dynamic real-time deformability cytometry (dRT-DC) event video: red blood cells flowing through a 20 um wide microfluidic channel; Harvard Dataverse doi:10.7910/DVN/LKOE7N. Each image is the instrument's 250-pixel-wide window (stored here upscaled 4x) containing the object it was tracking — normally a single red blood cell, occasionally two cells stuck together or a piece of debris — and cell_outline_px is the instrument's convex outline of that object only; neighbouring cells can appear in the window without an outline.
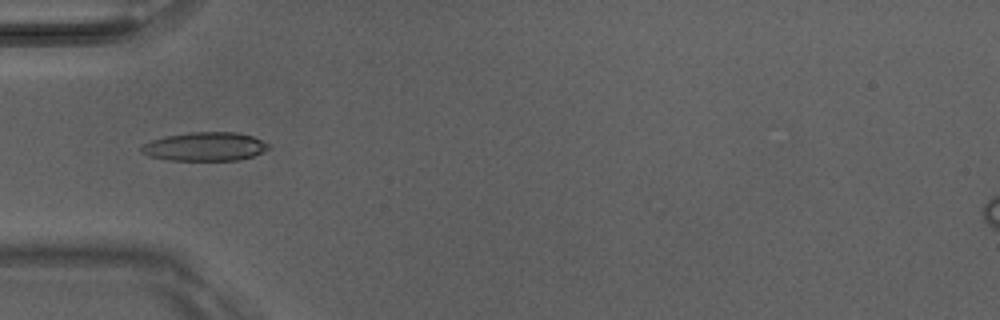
{"species": "Egyptian fruit bat (a non-hibernating species)", "species_latin": "Rousettus aegyptiacus", "temperature_condition": "room temperature", "stored_images_in_passage": 4, "camera_frame_rate_fps": 3000, "um_per_image_px": 0.085, "animal": {"sex": "male"}, "frame": {"image": 1, "passage_image": 3, "time_ms": 0.667, "image_size_px": [1000, 320], "cell_outline_px": [[272, 148], [264, 152], [240, 160], [168, 160], [148, 156], [140, 152], [140, 148], [144, 144], [152, 140], [164, 136], [192, 132], [236, 132], [252, 136], [268, 144]], "centroid_in_image_um": [17.42, 12.46], "position_along_channel_um": 67.6, "area_um2": 21.33}}